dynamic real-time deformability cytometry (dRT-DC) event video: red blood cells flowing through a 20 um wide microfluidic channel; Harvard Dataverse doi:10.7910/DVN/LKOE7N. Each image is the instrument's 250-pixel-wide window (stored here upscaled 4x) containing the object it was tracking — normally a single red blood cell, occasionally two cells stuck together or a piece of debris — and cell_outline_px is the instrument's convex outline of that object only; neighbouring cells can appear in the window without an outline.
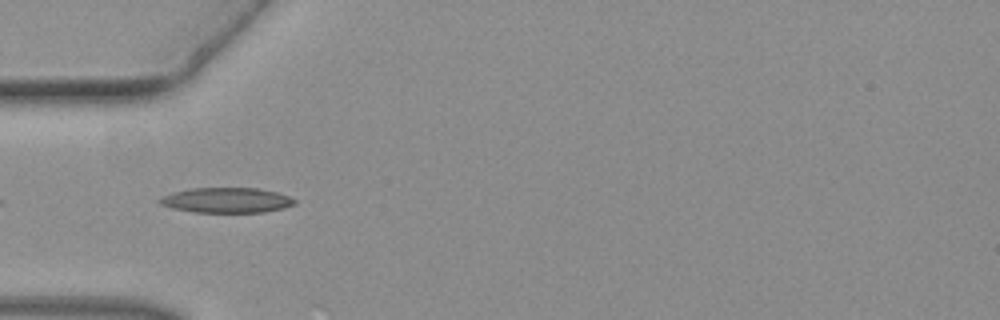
{"species": "common noctule bat (a hibernating species)", "species_latin": "Nyctalus noctula", "temperature_condition": "warm", "stored_images_in_passage": 15, "camera_frame_rate_fps": 3000, "um_per_image_px": 0.085, "animal": {"sex": "female", "body_mass_g": 19.3, "forearm_length_mm": 54.1}, "frame": {"image": 1, "passage_image": 3, "time_ms": 0.667, "image_size_px": [1000, 320], "cell_outline_px": [[296, 204], [284, 208], [264, 212], [192, 212], [172, 208], [160, 204], [160, 200], [164, 196], [172, 192], [192, 188], [256, 188], [276, 192], [288, 196], [296, 200]], "centroid_in_image_um": [19.28, 17.02], "position_along_channel_um": 65.7, "area_um2": 19.65}}
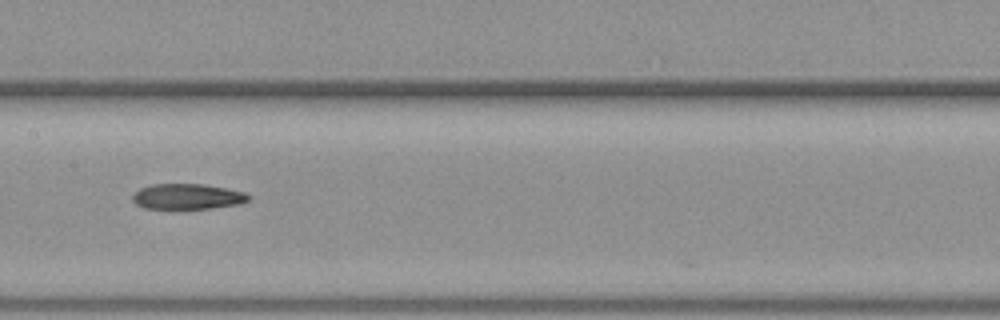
{"frame": {"image": 2, "passage_image": 12, "time_ms": 3.667, "image_size_px": [1000, 320], "cell_outline_px": [[252, 196], [248, 200], [240, 204], [184, 212], [180, 212], [144, 208], [136, 204], [132, 200], [132, 196], [140, 188], [152, 184], [204, 184], [244, 192]], "centroid_in_image_um": [15.9, 16.76], "position_along_channel_um": 191.5, "area_um2": 18.15}}